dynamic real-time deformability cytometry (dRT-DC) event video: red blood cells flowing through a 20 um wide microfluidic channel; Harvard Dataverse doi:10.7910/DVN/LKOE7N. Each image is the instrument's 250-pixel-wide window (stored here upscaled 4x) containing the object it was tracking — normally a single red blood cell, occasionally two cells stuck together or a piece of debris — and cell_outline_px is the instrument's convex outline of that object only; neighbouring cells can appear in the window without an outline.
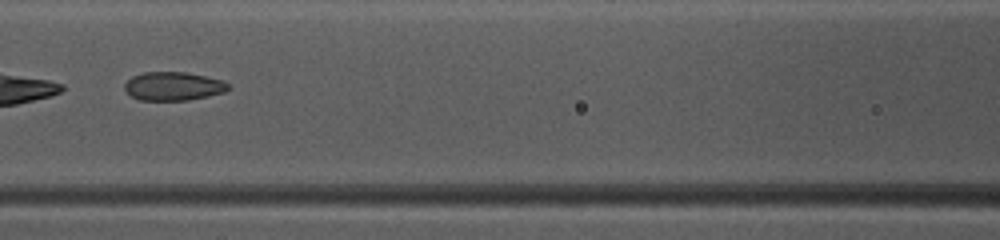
{"species": "common noctule bat (a hibernating species)", "species_latin": "Nyctalus noctula", "temperature_condition": "warm", "stored_images_in_passage": 35, "camera_frame_rate_fps": 3000, "um_per_image_px": 0.085, "animal": {"sex": "female", "body_mass_g": 10.0, "forearm_length_mm": 53.1}, "frame": {"image": 1, "passage_image": 11, "time_ms": 3.333, "image_size_px": [1000, 240], "cell_outline_px": [[228, 88], [224, 92], [208, 96], [188, 100], [140, 100], [132, 96], [124, 88], [124, 84], [132, 76], [144, 72], [184, 72], [204, 76], [220, 80], [228, 84]], "centroid_in_image_um": [14.69, 7.33], "position_along_channel_um": 151.9, "area_um2": 16.99}}
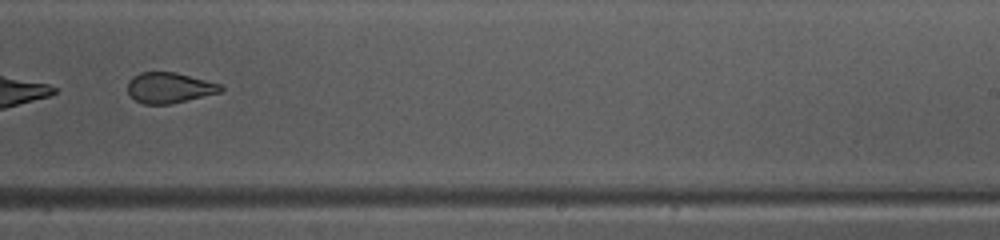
{"frame": {"image": 2, "passage_image": 20, "time_ms": 6.333, "image_size_px": [1000, 240], "cell_outline_px": [[224, 88], [220, 92], [168, 104], [144, 104], [136, 100], [128, 92], [128, 80], [132, 76], [140, 72], [176, 72], [220, 84]], "centroid_in_image_um": [14.36, 7.44], "position_along_channel_um": 274.6, "area_um2": 16.36}, "authors_computed_cell_mechanics": {"area_um2": 17.9758, "velocity_mm_per_s": 4.1023, "shape_relaxation_time_tau1_ms": null, "shape_relaxation_time_tau2_ms": 1.5316, "deformation_change_tau1": null, "deformation_change_tau2": 0.0831}}